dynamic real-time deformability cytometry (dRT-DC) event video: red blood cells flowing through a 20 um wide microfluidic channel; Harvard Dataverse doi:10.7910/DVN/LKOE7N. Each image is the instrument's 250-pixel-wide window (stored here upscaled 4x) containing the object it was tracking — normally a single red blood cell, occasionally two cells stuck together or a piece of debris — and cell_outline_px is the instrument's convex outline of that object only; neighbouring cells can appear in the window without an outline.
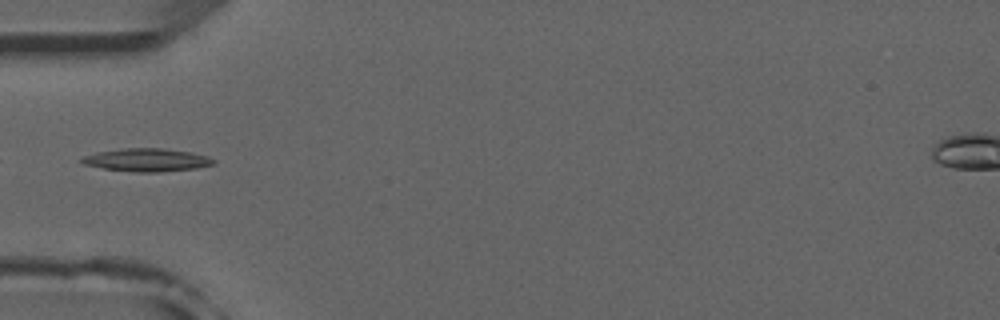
{"species": "common noctule bat (a hibernating species)", "species_latin": "Nyctalus noctula", "temperature_condition": "room temperature", "stored_images_in_passage": 36, "camera_frame_rate_fps": 3000, "um_per_image_px": 0.085, "animal": {"sex": "male", "forearm_length_mm": 52.5}, "frame": {"image": 1, "passage_image": 1, "time_ms": 0.0, "image_size_px": [1000, 320], "cell_outline_px": [[216, 160], [212, 164], [196, 168], [160, 172], [136, 172], [104, 168], [84, 164], [80, 160], [84, 156], [96, 152], [124, 148], [160, 148], [192, 152], [208, 156]], "centroid_in_image_um": [12.5, 13.59], "position_along_channel_um": 72.5, "area_um2": 17.51}}
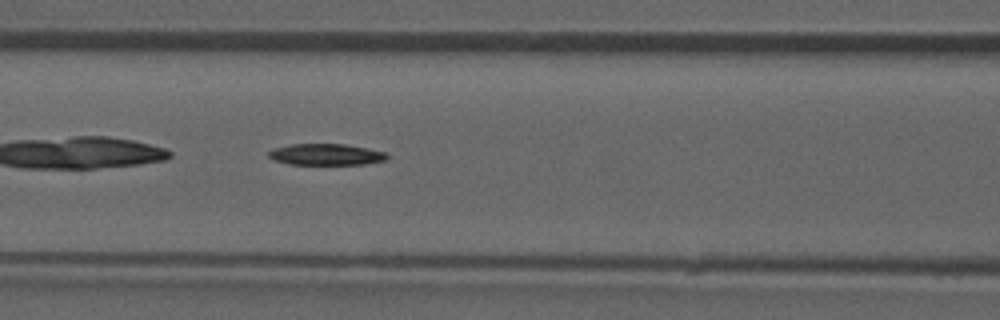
{"frame": {"image": 2, "passage_image": 6, "time_ms": 1.667, "image_size_px": [1000, 320], "cell_outline_px": [[388, 156], [384, 160], [364, 164], [288, 164], [272, 160], [268, 156], [268, 152], [272, 148], [292, 144], [344, 144], [368, 148], [384, 152]], "centroid_in_image_um": [27.65, 13.12], "position_along_channel_um": 139.0, "area_um2": 14.68}}